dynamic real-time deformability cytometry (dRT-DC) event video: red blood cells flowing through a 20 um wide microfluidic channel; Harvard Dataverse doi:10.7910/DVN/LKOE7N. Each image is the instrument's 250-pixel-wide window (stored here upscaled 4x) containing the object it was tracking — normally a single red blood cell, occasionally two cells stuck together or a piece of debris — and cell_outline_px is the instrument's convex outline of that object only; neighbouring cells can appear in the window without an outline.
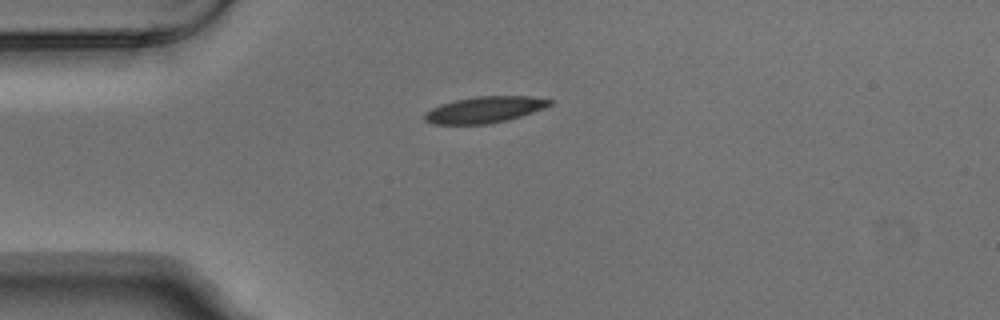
{"species": "Egyptian fruit bat (a non-hibernating species)", "species_latin": "Rousettus aegyptiacus", "temperature_condition": "warm", "stored_images_in_passage": 3, "camera_frame_rate_fps": 3000, "um_per_image_px": 0.085, "animal": {"sex": "male"}, "frame": {"image": 1, "passage_image": 1, "time_ms": 0.0, "image_size_px": [1000, 320], "cell_outline_px": [[552, 104], [544, 108], [508, 120], [492, 124], [432, 124], [424, 120], [424, 112], [440, 104], [456, 100], [476, 96], [532, 96], [552, 100]], "centroid_in_image_um": [41.18, 9.32], "position_along_channel_um": 43.8, "area_um2": 19.25}}
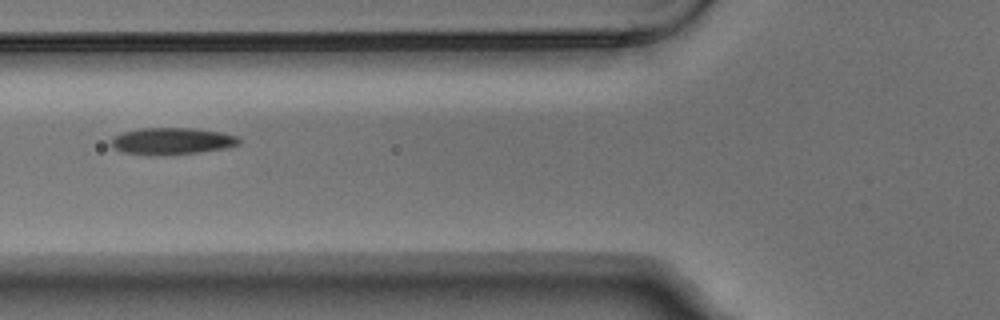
{"frame": {"image": 2, "passage_image": 3, "time_ms": 0.667, "image_size_px": [1000, 320], "cell_outline_px": [[240, 144], [228, 148], [196, 152], [160, 156], [120, 152], [112, 148], [108, 144], [112, 136], [124, 132], [140, 128], [196, 128], [220, 132], [236, 136], [240, 140]], "centroid_in_image_um": [14.55, 12.0], "position_along_channel_um": 111.3, "area_um2": 20.29}}